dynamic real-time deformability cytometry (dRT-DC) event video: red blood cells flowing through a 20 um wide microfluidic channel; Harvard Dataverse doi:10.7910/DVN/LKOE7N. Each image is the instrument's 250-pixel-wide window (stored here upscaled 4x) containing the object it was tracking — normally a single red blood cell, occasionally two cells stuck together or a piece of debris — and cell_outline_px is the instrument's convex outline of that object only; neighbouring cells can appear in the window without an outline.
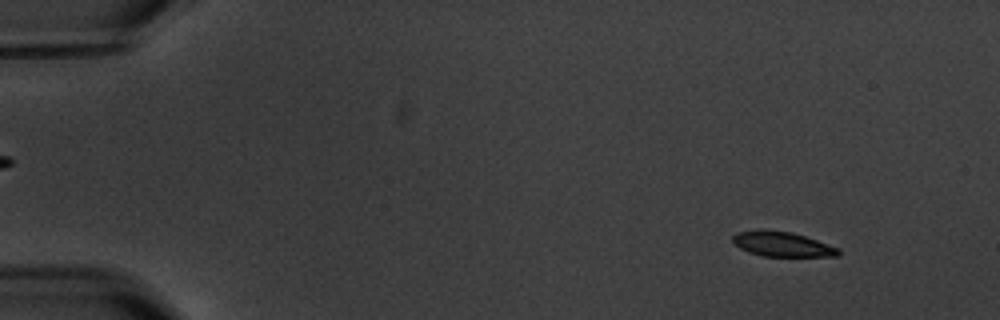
{"species": "common noctule bat (a hibernating species)", "species_latin": "Nyctalus noctula", "temperature_condition": "warm", "stored_images_in_passage": 5, "camera_frame_rate_fps": 3000, "um_per_image_px": 0.085, "animal": {"sex": "male", "body_mass_g": 20.1, "forearm_length_mm": 53.5}, "frame": {"image": 1, "passage_image": 2, "time_ms": 1.0, "image_size_px": [1000, 320], "cell_outline_px": [[840, 252], [836, 256], [764, 256], [748, 252], [740, 248], [732, 240], [732, 236], [736, 232], [760, 228], [792, 232], [840, 248]], "centroid_in_image_um": [66.44, 20.73], "position_along_channel_um": 18.6, "area_um2": 15.37}}